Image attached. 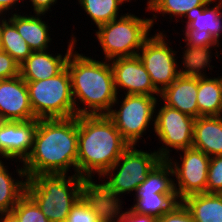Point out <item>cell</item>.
Returning a JSON list of instances; mask_svg holds the SVG:
<instances>
[{
	"label": "cell",
	"mask_w": 222,
	"mask_h": 222,
	"mask_svg": "<svg viewBox=\"0 0 222 222\" xmlns=\"http://www.w3.org/2000/svg\"><path fill=\"white\" fill-rule=\"evenodd\" d=\"M78 116L38 119L33 148L23 162L27 178L37 174L77 175Z\"/></svg>",
	"instance_id": "obj_1"
},
{
	"label": "cell",
	"mask_w": 222,
	"mask_h": 222,
	"mask_svg": "<svg viewBox=\"0 0 222 222\" xmlns=\"http://www.w3.org/2000/svg\"><path fill=\"white\" fill-rule=\"evenodd\" d=\"M129 146L106 114L79 115L77 175L95 183L92 177L100 179Z\"/></svg>",
	"instance_id": "obj_2"
},
{
	"label": "cell",
	"mask_w": 222,
	"mask_h": 222,
	"mask_svg": "<svg viewBox=\"0 0 222 222\" xmlns=\"http://www.w3.org/2000/svg\"><path fill=\"white\" fill-rule=\"evenodd\" d=\"M66 67L71 77L76 116L107 114L117 99L110 61H99L73 50Z\"/></svg>",
	"instance_id": "obj_3"
},
{
	"label": "cell",
	"mask_w": 222,
	"mask_h": 222,
	"mask_svg": "<svg viewBox=\"0 0 222 222\" xmlns=\"http://www.w3.org/2000/svg\"><path fill=\"white\" fill-rule=\"evenodd\" d=\"M37 174L27 178L25 193L50 222H66L71 208L92 187L79 175Z\"/></svg>",
	"instance_id": "obj_4"
},
{
	"label": "cell",
	"mask_w": 222,
	"mask_h": 222,
	"mask_svg": "<svg viewBox=\"0 0 222 222\" xmlns=\"http://www.w3.org/2000/svg\"><path fill=\"white\" fill-rule=\"evenodd\" d=\"M136 147V145H130L113 166L100 177H105L108 180L92 184V187L110 206L123 204L120 196L123 193L135 192L136 188L161 160L155 150L154 152H145Z\"/></svg>",
	"instance_id": "obj_5"
},
{
	"label": "cell",
	"mask_w": 222,
	"mask_h": 222,
	"mask_svg": "<svg viewBox=\"0 0 222 222\" xmlns=\"http://www.w3.org/2000/svg\"><path fill=\"white\" fill-rule=\"evenodd\" d=\"M122 14L119 18L98 26L95 31L106 61L137 55L150 35V18L144 19L131 13Z\"/></svg>",
	"instance_id": "obj_6"
},
{
	"label": "cell",
	"mask_w": 222,
	"mask_h": 222,
	"mask_svg": "<svg viewBox=\"0 0 222 222\" xmlns=\"http://www.w3.org/2000/svg\"><path fill=\"white\" fill-rule=\"evenodd\" d=\"M25 82L36 119L76 116L71 77L67 67L49 79Z\"/></svg>",
	"instance_id": "obj_7"
},
{
	"label": "cell",
	"mask_w": 222,
	"mask_h": 222,
	"mask_svg": "<svg viewBox=\"0 0 222 222\" xmlns=\"http://www.w3.org/2000/svg\"><path fill=\"white\" fill-rule=\"evenodd\" d=\"M135 192L136 203L131 209L156 219L180 202L174 188L173 169L165 159H161L154 166Z\"/></svg>",
	"instance_id": "obj_8"
},
{
	"label": "cell",
	"mask_w": 222,
	"mask_h": 222,
	"mask_svg": "<svg viewBox=\"0 0 222 222\" xmlns=\"http://www.w3.org/2000/svg\"><path fill=\"white\" fill-rule=\"evenodd\" d=\"M118 96L112 109L106 115L112 120L122 137L130 145L137 146V142L144 135L143 133L146 135L147 128L155 122L153 117L156 115L154 113L160 101L155 96L125 94L121 102ZM116 104L120 107L118 110L117 108L113 109Z\"/></svg>",
	"instance_id": "obj_9"
},
{
	"label": "cell",
	"mask_w": 222,
	"mask_h": 222,
	"mask_svg": "<svg viewBox=\"0 0 222 222\" xmlns=\"http://www.w3.org/2000/svg\"><path fill=\"white\" fill-rule=\"evenodd\" d=\"M166 36L161 31L150 35L137 54L145 70L149 73L152 84L159 92L175 81L185 70L184 68L190 65L183 64L181 69L178 67L179 65L175 58L177 51L170 47Z\"/></svg>",
	"instance_id": "obj_10"
},
{
	"label": "cell",
	"mask_w": 222,
	"mask_h": 222,
	"mask_svg": "<svg viewBox=\"0 0 222 222\" xmlns=\"http://www.w3.org/2000/svg\"><path fill=\"white\" fill-rule=\"evenodd\" d=\"M161 105V108L155 111L157 115L152 126L161 141L159 143H162V146L155 151L161 159L167 160L173 149L179 152L192 148L195 118L163 103Z\"/></svg>",
	"instance_id": "obj_11"
},
{
	"label": "cell",
	"mask_w": 222,
	"mask_h": 222,
	"mask_svg": "<svg viewBox=\"0 0 222 222\" xmlns=\"http://www.w3.org/2000/svg\"><path fill=\"white\" fill-rule=\"evenodd\" d=\"M180 152H183V155L180 153V162L174 161L171 156L167 160L173 169V177L177 180L174 178L176 196L182 201L188 196L206 193L210 157L195 148Z\"/></svg>",
	"instance_id": "obj_12"
},
{
	"label": "cell",
	"mask_w": 222,
	"mask_h": 222,
	"mask_svg": "<svg viewBox=\"0 0 222 222\" xmlns=\"http://www.w3.org/2000/svg\"><path fill=\"white\" fill-rule=\"evenodd\" d=\"M110 65L117 95L120 89H124V94L160 96L137 55L112 59Z\"/></svg>",
	"instance_id": "obj_13"
},
{
	"label": "cell",
	"mask_w": 222,
	"mask_h": 222,
	"mask_svg": "<svg viewBox=\"0 0 222 222\" xmlns=\"http://www.w3.org/2000/svg\"><path fill=\"white\" fill-rule=\"evenodd\" d=\"M37 127L38 119L0 121V158L24 162L33 148Z\"/></svg>",
	"instance_id": "obj_14"
},
{
	"label": "cell",
	"mask_w": 222,
	"mask_h": 222,
	"mask_svg": "<svg viewBox=\"0 0 222 222\" xmlns=\"http://www.w3.org/2000/svg\"><path fill=\"white\" fill-rule=\"evenodd\" d=\"M198 64H190L169 86L160 92L164 105L198 118Z\"/></svg>",
	"instance_id": "obj_15"
},
{
	"label": "cell",
	"mask_w": 222,
	"mask_h": 222,
	"mask_svg": "<svg viewBox=\"0 0 222 222\" xmlns=\"http://www.w3.org/2000/svg\"><path fill=\"white\" fill-rule=\"evenodd\" d=\"M34 119L27 84L21 76L0 80V121Z\"/></svg>",
	"instance_id": "obj_16"
},
{
	"label": "cell",
	"mask_w": 222,
	"mask_h": 222,
	"mask_svg": "<svg viewBox=\"0 0 222 222\" xmlns=\"http://www.w3.org/2000/svg\"><path fill=\"white\" fill-rule=\"evenodd\" d=\"M65 55H52L49 50L32 52L20 64V76L24 81L49 79L61 73L65 68L71 52L75 49L76 37L71 35Z\"/></svg>",
	"instance_id": "obj_17"
},
{
	"label": "cell",
	"mask_w": 222,
	"mask_h": 222,
	"mask_svg": "<svg viewBox=\"0 0 222 222\" xmlns=\"http://www.w3.org/2000/svg\"><path fill=\"white\" fill-rule=\"evenodd\" d=\"M206 67L214 68L210 64H198V117L222 116V76L208 77L204 74Z\"/></svg>",
	"instance_id": "obj_18"
},
{
	"label": "cell",
	"mask_w": 222,
	"mask_h": 222,
	"mask_svg": "<svg viewBox=\"0 0 222 222\" xmlns=\"http://www.w3.org/2000/svg\"><path fill=\"white\" fill-rule=\"evenodd\" d=\"M11 15V17H6L8 20L16 27L17 31L21 37L27 42L30 49L33 52L36 51H46L49 49V43H51L52 38L49 36V26L45 21L42 20L40 16L45 14L35 15H21L18 11Z\"/></svg>",
	"instance_id": "obj_19"
},
{
	"label": "cell",
	"mask_w": 222,
	"mask_h": 222,
	"mask_svg": "<svg viewBox=\"0 0 222 222\" xmlns=\"http://www.w3.org/2000/svg\"><path fill=\"white\" fill-rule=\"evenodd\" d=\"M192 148L209 157L222 155V116H201L195 119Z\"/></svg>",
	"instance_id": "obj_20"
},
{
	"label": "cell",
	"mask_w": 222,
	"mask_h": 222,
	"mask_svg": "<svg viewBox=\"0 0 222 222\" xmlns=\"http://www.w3.org/2000/svg\"><path fill=\"white\" fill-rule=\"evenodd\" d=\"M186 42L181 64H210L213 55L212 47L216 49V56L219 57V44L214 40L212 35L207 31H197L195 29H184ZM212 53V54H211Z\"/></svg>",
	"instance_id": "obj_21"
},
{
	"label": "cell",
	"mask_w": 222,
	"mask_h": 222,
	"mask_svg": "<svg viewBox=\"0 0 222 222\" xmlns=\"http://www.w3.org/2000/svg\"><path fill=\"white\" fill-rule=\"evenodd\" d=\"M111 206L91 187L71 208L66 222H108Z\"/></svg>",
	"instance_id": "obj_22"
},
{
	"label": "cell",
	"mask_w": 222,
	"mask_h": 222,
	"mask_svg": "<svg viewBox=\"0 0 222 222\" xmlns=\"http://www.w3.org/2000/svg\"><path fill=\"white\" fill-rule=\"evenodd\" d=\"M217 0L210 1L207 5L193 8L186 15V26L184 29H195L197 31L209 32L214 40L218 43L222 35V0H218L219 4L211 7V4ZM211 7V8H210Z\"/></svg>",
	"instance_id": "obj_23"
},
{
	"label": "cell",
	"mask_w": 222,
	"mask_h": 222,
	"mask_svg": "<svg viewBox=\"0 0 222 222\" xmlns=\"http://www.w3.org/2000/svg\"><path fill=\"white\" fill-rule=\"evenodd\" d=\"M194 222H222V194L201 193L182 200Z\"/></svg>",
	"instance_id": "obj_24"
},
{
	"label": "cell",
	"mask_w": 222,
	"mask_h": 222,
	"mask_svg": "<svg viewBox=\"0 0 222 222\" xmlns=\"http://www.w3.org/2000/svg\"><path fill=\"white\" fill-rule=\"evenodd\" d=\"M4 165L0 159V210L4 214H10L18 200L25 194L27 177L23 165L16 169L20 180L12 177V174L8 173V166Z\"/></svg>",
	"instance_id": "obj_25"
},
{
	"label": "cell",
	"mask_w": 222,
	"mask_h": 222,
	"mask_svg": "<svg viewBox=\"0 0 222 222\" xmlns=\"http://www.w3.org/2000/svg\"><path fill=\"white\" fill-rule=\"evenodd\" d=\"M5 17L0 16L1 48L21 64L33 51L21 37L16 27Z\"/></svg>",
	"instance_id": "obj_26"
},
{
	"label": "cell",
	"mask_w": 222,
	"mask_h": 222,
	"mask_svg": "<svg viewBox=\"0 0 222 222\" xmlns=\"http://www.w3.org/2000/svg\"><path fill=\"white\" fill-rule=\"evenodd\" d=\"M81 9L87 13L96 27L119 18L122 0H78Z\"/></svg>",
	"instance_id": "obj_27"
},
{
	"label": "cell",
	"mask_w": 222,
	"mask_h": 222,
	"mask_svg": "<svg viewBox=\"0 0 222 222\" xmlns=\"http://www.w3.org/2000/svg\"><path fill=\"white\" fill-rule=\"evenodd\" d=\"M210 1L212 0H155L152 8L149 10L153 12V17L150 18L152 28L156 24L154 22H156L158 17L156 13L162 14L164 18L168 14L172 20V17L184 18L193 8L207 5Z\"/></svg>",
	"instance_id": "obj_28"
},
{
	"label": "cell",
	"mask_w": 222,
	"mask_h": 222,
	"mask_svg": "<svg viewBox=\"0 0 222 222\" xmlns=\"http://www.w3.org/2000/svg\"><path fill=\"white\" fill-rule=\"evenodd\" d=\"M10 214L17 222H50L26 193L18 200Z\"/></svg>",
	"instance_id": "obj_29"
},
{
	"label": "cell",
	"mask_w": 222,
	"mask_h": 222,
	"mask_svg": "<svg viewBox=\"0 0 222 222\" xmlns=\"http://www.w3.org/2000/svg\"><path fill=\"white\" fill-rule=\"evenodd\" d=\"M206 193L222 194V155L210 157Z\"/></svg>",
	"instance_id": "obj_30"
},
{
	"label": "cell",
	"mask_w": 222,
	"mask_h": 222,
	"mask_svg": "<svg viewBox=\"0 0 222 222\" xmlns=\"http://www.w3.org/2000/svg\"><path fill=\"white\" fill-rule=\"evenodd\" d=\"M122 208V204L111 206L108 222H157L155 217L134 212L131 208L123 211Z\"/></svg>",
	"instance_id": "obj_31"
},
{
	"label": "cell",
	"mask_w": 222,
	"mask_h": 222,
	"mask_svg": "<svg viewBox=\"0 0 222 222\" xmlns=\"http://www.w3.org/2000/svg\"><path fill=\"white\" fill-rule=\"evenodd\" d=\"M157 222H194V220L189 209L180 201L170 211L157 219Z\"/></svg>",
	"instance_id": "obj_32"
},
{
	"label": "cell",
	"mask_w": 222,
	"mask_h": 222,
	"mask_svg": "<svg viewBox=\"0 0 222 222\" xmlns=\"http://www.w3.org/2000/svg\"><path fill=\"white\" fill-rule=\"evenodd\" d=\"M20 75V64L8 53L0 50V80Z\"/></svg>",
	"instance_id": "obj_33"
},
{
	"label": "cell",
	"mask_w": 222,
	"mask_h": 222,
	"mask_svg": "<svg viewBox=\"0 0 222 222\" xmlns=\"http://www.w3.org/2000/svg\"><path fill=\"white\" fill-rule=\"evenodd\" d=\"M29 2L32 4L33 14H45L51 11V7L57 3V0H29Z\"/></svg>",
	"instance_id": "obj_34"
},
{
	"label": "cell",
	"mask_w": 222,
	"mask_h": 222,
	"mask_svg": "<svg viewBox=\"0 0 222 222\" xmlns=\"http://www.w3.org/2000/svg\"><path fill=\"white\" fill-rule=\"evenodd\" d=\"M19 1L23 3L25 0H0V16L2 15L3 17L7 15V12L9 13L8 16H10V14L13 13V9L14 7L19 4ZM17 3V4H16ZM12 9V10H11ZM11 10V11H10ZM12 13H10V12ZM6 14V15H4Z\"/></svg>",
	"instance_id": "obj_35"
},
{
	"label": "cell",
	"mask_w": 222,
	"mask_h": 222,
	"mask_svg": "<svg viewBox=\"0 0 222 222\" xmlns=\"http://www.w3.org/2000/svg\"><path fill=\"white\" fill-rule=\"evenodd\" d=\"M0 222H17V220L11 214H4Z\"/></svg>",
	"instance_id": "obj_36"
},
{
	"label": "cell",
	"mask_w": 222,
	"mask_h": 222,
	"mask_svg": "<svg viewBox=\"0 0 222 222\" xmlns=\"http://www.w3.org/2000/svg\"><path fill=\"white\" fill-rule=\"evenodd\" d=\"M124 3L125 2H131L132 0H122ZM136 1V0H135ZM155 0H147V8L145 9L146 11L149 12V10L152 8Z\"/></svg>",
	"instance_id": "obj_37"
},
{
	"label": "cell",
	"mask_w": 222,
	"mask_h": 222,
	"mask_svg": "<svg viewBox=\"0 0 222 222\" xmlns=\"http://www.w3.org/2000/svg\"><path fill=\"white\" fill-rule=\"evenodd\" d=\"M3 215L4 213L0 210V219L2 218Z\"/></svg>",
	"instance_id": "obj_38"
}]
</instances>
